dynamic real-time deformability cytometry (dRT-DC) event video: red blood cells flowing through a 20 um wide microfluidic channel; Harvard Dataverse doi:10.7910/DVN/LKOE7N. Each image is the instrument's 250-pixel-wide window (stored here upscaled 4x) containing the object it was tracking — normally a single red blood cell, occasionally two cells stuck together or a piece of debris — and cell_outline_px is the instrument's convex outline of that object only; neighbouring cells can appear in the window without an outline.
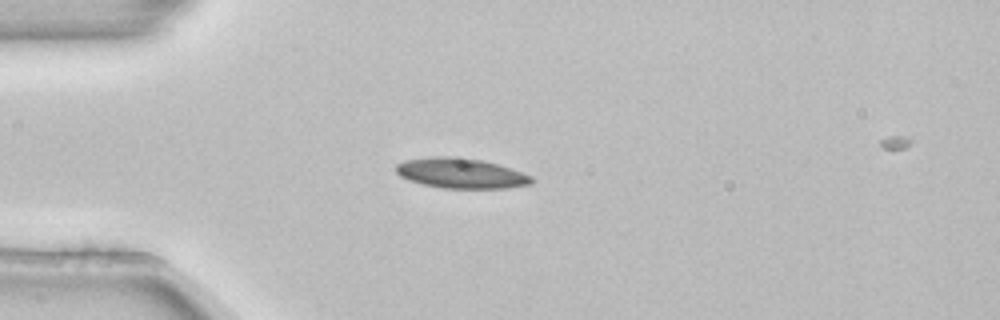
{"species": "common noctule bat (a hibernating species)", "species_latin": "Nyctalus noctula", "temperature_condition": "room temperature", "stored_images_in_passage": 2, "camera_frame_rate_fps": 3000, "um_per_image_px": 0.085, "animal": {"sex": "female", "body_mass_g": 22.7, "forearm_length_mm": 54.2}, "frame": {"image": 1, "passage_image": 2, "time_ms": 0.333, "image_size_px": [1000, 320], "cell_outline_px": [[536, 180], [532, 184], [508, 188], [440, 188], [408, 180], [400, 176], [396, 172], [396, 164], [408, 160], [432, 156], [448, 156], [480, 160], [496, 164], [532, 176]], "centroid_in_image_um": [39.18, 14.74], "position_along_channel_um": 45.8, "area_um2": 23.64}}